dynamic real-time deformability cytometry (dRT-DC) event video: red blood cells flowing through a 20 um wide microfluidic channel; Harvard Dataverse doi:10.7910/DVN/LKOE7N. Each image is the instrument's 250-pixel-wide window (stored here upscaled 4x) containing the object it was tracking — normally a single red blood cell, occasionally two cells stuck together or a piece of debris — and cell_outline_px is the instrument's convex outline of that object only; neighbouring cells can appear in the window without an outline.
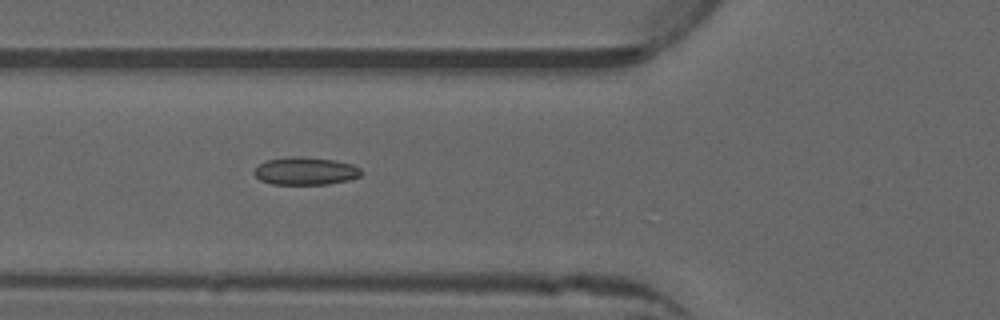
{"species": "common noctule bat (a hibernating species)", "species_latin": "Nyctalus noctula", "temperature_condition": "warm", "stored_images_in_passage": 16, "camera_frame_rate_fps": 3000, "um_per_image_px": 0.085, "animal": {"sex": "male", "forearm_length_mm": 52.5}, "frame": {"image": 1, "passage_image": 5, "time_ms": 1.333, "image_size_px": [1000, 320], "cell_outline_px": [[364, 172], [360, 176], [348, 180], [328, 184], [272, 184], [260, 180], [252, 172], [260, 164], [268, 160], [288, 156], [304, 156], [336, 160], [352, 164], [360, 168]], "centroid_in_image_um": [25.99, 14.53], "position_along_channel_um": 99.8, "area_um2": 17.46}}
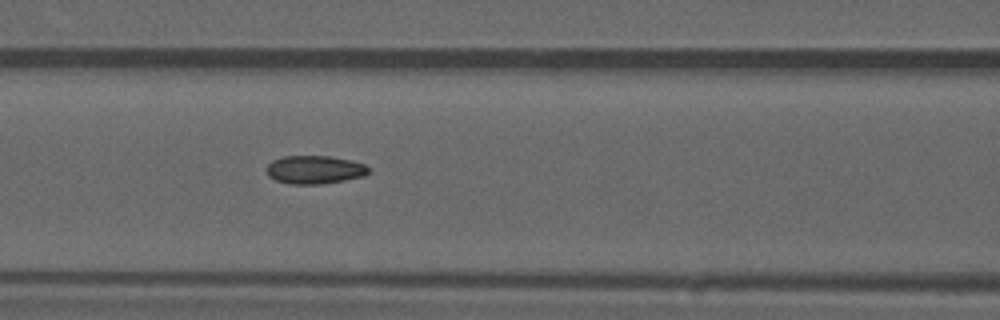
{"frame": {"image": 2, "passage_image": 8, "time_ms": 2.333, "image_size_px": [1000, 320], "cell_outline_px": [[368, 172], [364, 176], [344, 180], [320, 184], [288, 184], [276, 180], [268, 176], [268, 164], [272, 160], [284, 156], [332, 156], [352, 160], [364, 164], [368, 168]], "centroid_in_image_um": [26.74, 14.42], "position_along_channel_um": 139.9, "area_um2": 16.76}}
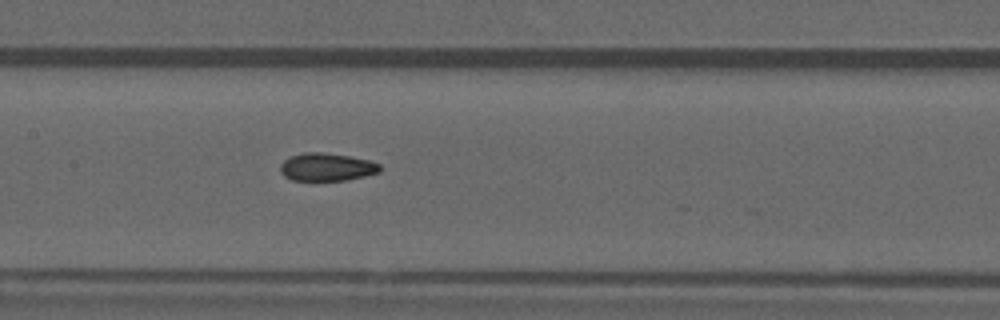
{"frame": {"image": 3, "passage_image": 11, "time_ms": 3.333, "image_size_px": [1000, 320], "cell_outline_px": [[380, 172], [348, 180], [292, 180], [284, 176], [280, 172], [280, 164], [284, 160], [292, 156], [304, 152], [324, 152], [348, 156], [368, 160], [380, 164]], "centroid_in_image_um": [27.76, 14.2], "position_along_channel_um": 179.6, "area_um2": 16.13}}